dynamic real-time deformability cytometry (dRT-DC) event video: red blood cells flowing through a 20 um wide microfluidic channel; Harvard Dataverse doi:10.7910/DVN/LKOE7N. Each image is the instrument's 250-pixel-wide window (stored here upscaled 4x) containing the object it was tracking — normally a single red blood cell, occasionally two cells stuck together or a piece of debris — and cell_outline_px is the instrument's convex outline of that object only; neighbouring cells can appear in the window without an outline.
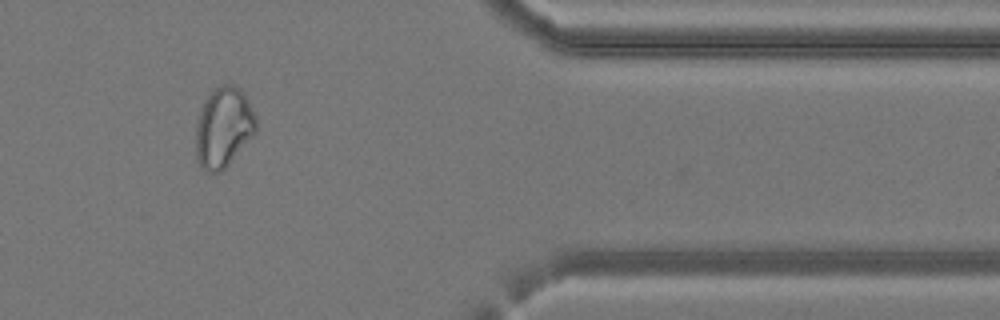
{"species": "common noctule bat (a hibernating species)", "species_latin": "Nyctalus noctula", "temperature_condition": "cold", "stored_images_in_passage": 28, "camera_frame_rate_fps": 3000, "um_per_image_px": 0.085, "animal": {"sex": "female", "body_mass_g": 24.6, "forearm_length_mm": 56.2}, "frame": {"image": 1, "passage_image": 23, "time_ms": 7.333, "image_size_px": [1000, 320], "cell_outline_px": [[256, 132], [228, 164], [220, 172], [208, 172], [200, 168], [196, 160], [196, 116], [204, 100], [220, 84], [236, 84], [244, 92], [256, 116]], "centroid_in_image_um": [18.98, 10.81], "position_along_channel_um": 392.4, "area_um2": 28.44}}